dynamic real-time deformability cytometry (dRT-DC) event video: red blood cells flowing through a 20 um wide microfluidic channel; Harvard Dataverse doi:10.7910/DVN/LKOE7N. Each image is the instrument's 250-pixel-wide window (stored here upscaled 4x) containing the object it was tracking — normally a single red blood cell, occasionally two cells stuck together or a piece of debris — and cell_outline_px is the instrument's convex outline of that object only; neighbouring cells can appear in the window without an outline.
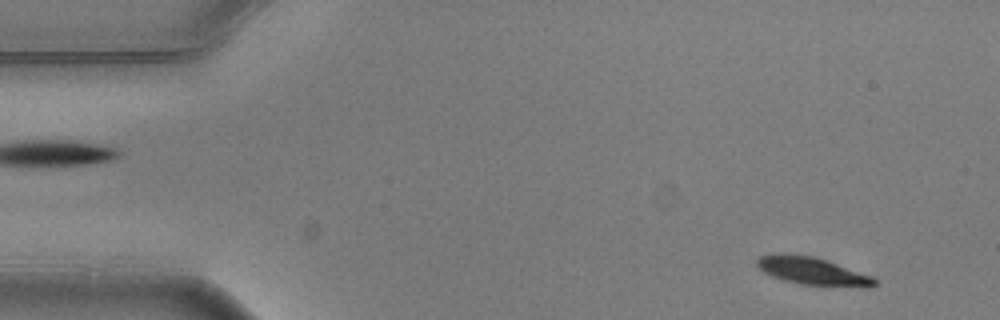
{"species": "common noctule bat (a hibernating species)", "species_latin": "Nyctalus noctula", "temperature_condition": "warm", "stored_images_in_passage": 4, "camera_frame_rate_fps": 3000, "um_per_image_px": 0.085, "animal": {"sex": "male", "body_mass_g": 20.5, "forearm_length_mm": 52.5}, "frame": {"image": 1, "passage_image": 2, "time_ms": 0.333, "image_size_px": [1000, 320], "cell_outline_px": [[876, 284], [872, 288], [864, 288], [800, 284], [784, 280], [772, 276], [764, 272], [756, 264], [756, 260], [760, 256], [780, 252], [816, 256], [828, 260], [872, 276], [876, 280]], "centroid_in_image_um": [69.09, 23.03], "position_along_channel_um": 15.9, "area_um2": 19.36}}
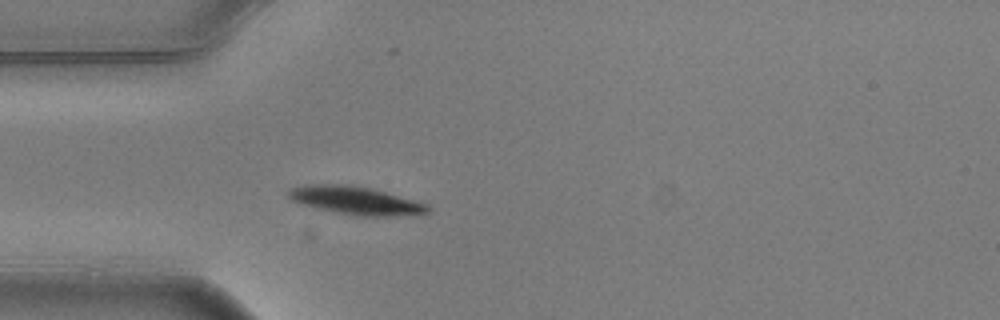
{"frame": {"image": 2, "passage_image": 4, "time_ms": 1.0, "image_size_px": [1000, 320], "cell_outline_px": [[432, 212], [388, 216], [356, 216], [316, 208], [300, 204], [292, 200], [288, 196], [288, 188], [308, 184], [344, 184], [372, 188], [428, 204], [432, 208]], "centroid_in_image_um": [30.22, 17.03], "position_along_channel_um": 54.8, "area_um2": 22.83}}